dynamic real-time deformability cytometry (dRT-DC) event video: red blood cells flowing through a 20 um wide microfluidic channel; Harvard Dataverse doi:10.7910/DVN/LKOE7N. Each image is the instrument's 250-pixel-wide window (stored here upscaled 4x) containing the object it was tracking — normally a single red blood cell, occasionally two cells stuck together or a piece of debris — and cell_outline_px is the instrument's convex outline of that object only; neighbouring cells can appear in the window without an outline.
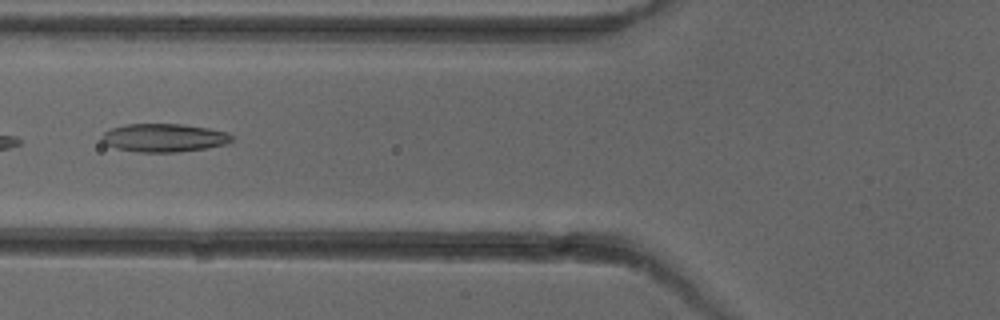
{"species": "common noctule bat (a hibernating species)", "species_latin": "Nyctalus noctula", "temperature_condition": "cold", "stored_images_in_passage": 6, "camera_frame_rate_fps": 3000, "um_per_image_px": 0.085, "animal": {"sex": "female"}, "frame": {"image": 1, "passage_image": 6, "time_ms": 6.0, "image_size_px": [1000, 320], "cell_outline_px": [[232, 140], [228, 144], [208, 148], [176, 152], [140, 152], [116, 148], [100, 140], [100, 136], [104, 132], [112, 128], [124, 124], [184, 124], [208, 128], [228, 132], [232, 136]], "centroid_in_image_um": [13.96, 11.71], "position_along_channel_um": 111.8, "area_um2": 21.5}}